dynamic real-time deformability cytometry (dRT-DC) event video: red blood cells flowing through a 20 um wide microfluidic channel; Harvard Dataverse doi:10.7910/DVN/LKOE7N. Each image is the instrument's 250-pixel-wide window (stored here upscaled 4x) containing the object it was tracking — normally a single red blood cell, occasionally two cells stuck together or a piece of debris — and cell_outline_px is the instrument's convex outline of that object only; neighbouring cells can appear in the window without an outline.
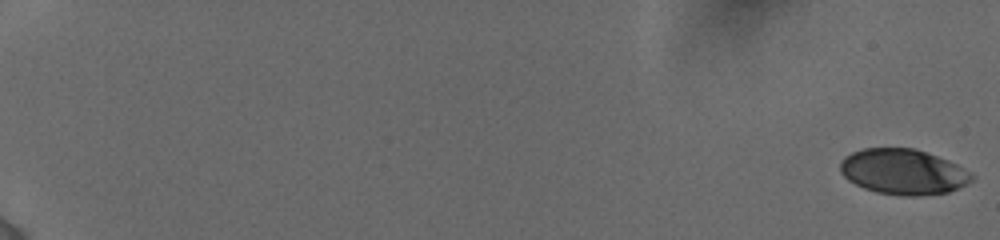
{"species": "human", "species_latin": "Homo sapiens", "temperature_condition": "cold", "stored_images_in_passage": 59, "camera_frame_rate_fps": 3000, "um_per_image_px": 0.085, "donor": {"sex": "female"}, "frame": {"image": 1, "passage_image": 1, "time_ms": 0.0, "image_size_px": [1000, 240], "cell_outline_px": [[976, 176], [968, 184], [948, 192], [920, 196], [900, 196], [876, 192], [864, 188], [848, 180], [840, 172], [840, 160], [844, 156], [852, 152], [864, 148], [916, 148], [948, 160], [964, 168]], "centroid_in_image_um": [76.78, 14.6], "position_along_channel_um": 8.2, "area_um2": 35.14}}
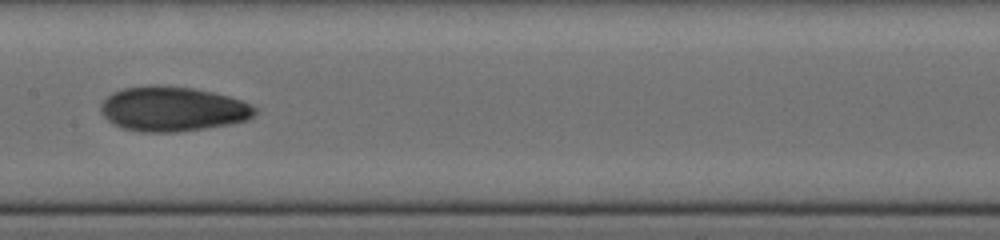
{"frame": {"image": 2, "passage_image": 34, "time_ms": 10.667, "image_size_px": [1000, 240], "cell_outline_px": [[260, 108], [248, 120], [228, 124], [204, 128], [176, 132], [140, 132], [124, 128], [112, 124], [100, 112], [100, 104], [112, 92], [124, 88], [148, 84], [160, 84], [192, 88], [212, 92], [228, 96], [252, 104]], "centroid_in_image_um": [14.66, 9.25], "position_along_channel_um": 192.7, "area_um2": 40.46}}
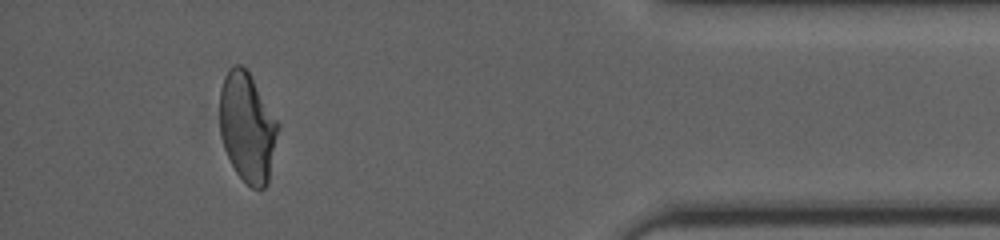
{"frame": {"image": 3, "passage_image": 55, "time_ms": 17.333, "image_size_px": [1000, 240], "cell_outline_px": [[280, 124], [268, 184], [264, 188], [252, 188], [236, 172], [224, 148], [220, 136], [220, 88], [224, 76], [228, 68], [232, 64], [240, 64], [248, 72]], "centroid_in_image_um": [21.02, 10.81], "position_along_channel_um": 414.2, "area_um2": 37.17}}